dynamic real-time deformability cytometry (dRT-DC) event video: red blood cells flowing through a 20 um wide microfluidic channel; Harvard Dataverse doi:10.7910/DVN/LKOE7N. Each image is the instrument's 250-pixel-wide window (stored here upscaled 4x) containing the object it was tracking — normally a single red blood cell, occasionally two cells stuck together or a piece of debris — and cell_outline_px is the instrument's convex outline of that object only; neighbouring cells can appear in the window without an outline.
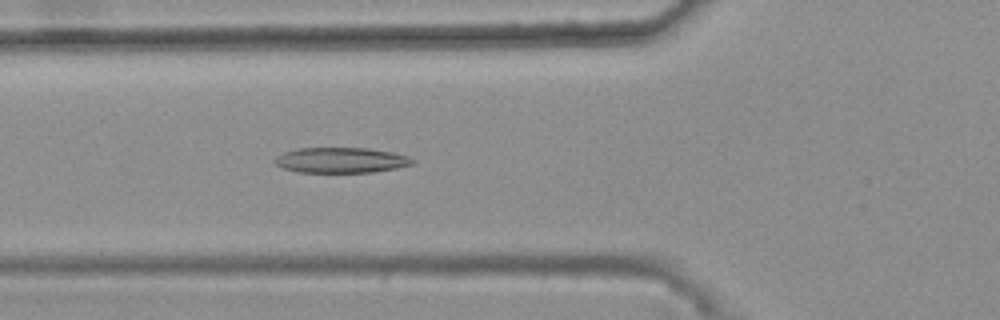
{"species": "common noctule bat (a hibernating species)", "species_latin": "Nyctalus noctula", "temperature_condition": "warm", "stored_images_in_passage": 48, "camera_frame_rate_fps": 3000, "um_per_image_px": 0.085, "animal": {"sex": "female", "body_mass_g": 25.1}, "frame": {"image": 1, "passage_image": 20, "time_ms": 6.333, "image_size_px": [1000, 320], "cell_outline_px": [[416, 160], [412, 164], [396, 168], [372, 172], [296, 172], [284, 168], [276, 164], [272, 160], [276, 156], [284, 152], [296, 148], [368, 148], [392, 152], [408, 156]], "centroid_in_image_um": [28.97, 13.61], "position_along_channel_um": 96.8, "area_um2": 20.4}}
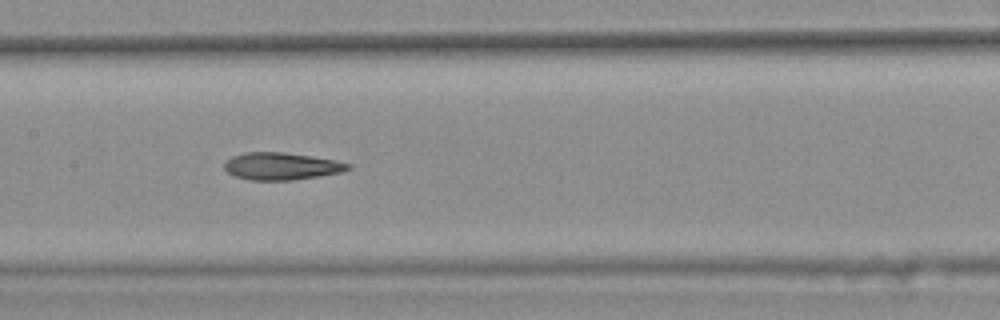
{"frame": {"image": 2, "passage_image": 27, "time_ms": 8.667, "image_size_px": [1000, 320], "cell_outline_px": [[352, 168], [340, 172], [292, 180], [248, 180], [232, 176], [224, 168], [224, 164], [232, 156], [244, 152], [284, 152], [336, 160], [352, 164]], "centroid_in_image_um": [23.9, 14.12], "position_along_channel_um": 183.5, "area_um2": 19.65}}
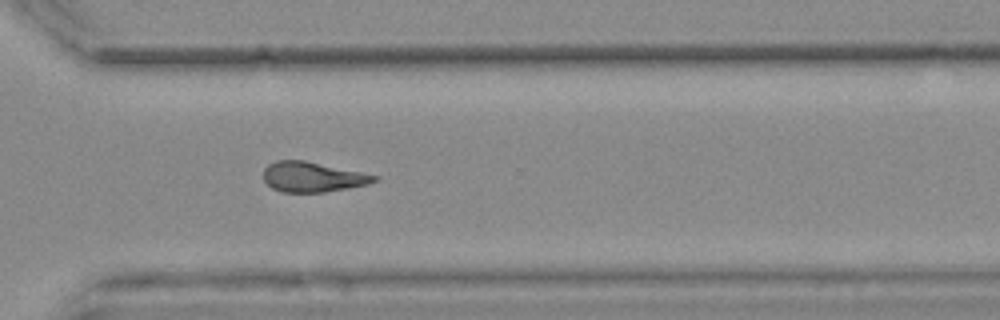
{"frame": {"image": 3, "passage_image": 40, "time_ms": 13.0, "image_size_px": [1000, 320], "cell_outline_px": [[380, 180], [368, 184], [348, 188], [324, 192], [280, 192], [272, 188], [264, 180], [264, 168], [268, 164], [276, 160], [304, 160], [380, 176]], "centroid_in_image_um": [26.58, 15.04], "position_along_channel_um": 344.0, "area_um2": 19.48}, "authors_computed_cell_mechanics": {"area_um2": 20.4323, "velocity_mm_per_s": 3.7009, "shape_relaxation_time_tau1_ms": null, "shape_relaxation_time_tau2_ms": 3.8267, "deformation_change_tau1": null, "deformation_change_tau2": 0.1297}}